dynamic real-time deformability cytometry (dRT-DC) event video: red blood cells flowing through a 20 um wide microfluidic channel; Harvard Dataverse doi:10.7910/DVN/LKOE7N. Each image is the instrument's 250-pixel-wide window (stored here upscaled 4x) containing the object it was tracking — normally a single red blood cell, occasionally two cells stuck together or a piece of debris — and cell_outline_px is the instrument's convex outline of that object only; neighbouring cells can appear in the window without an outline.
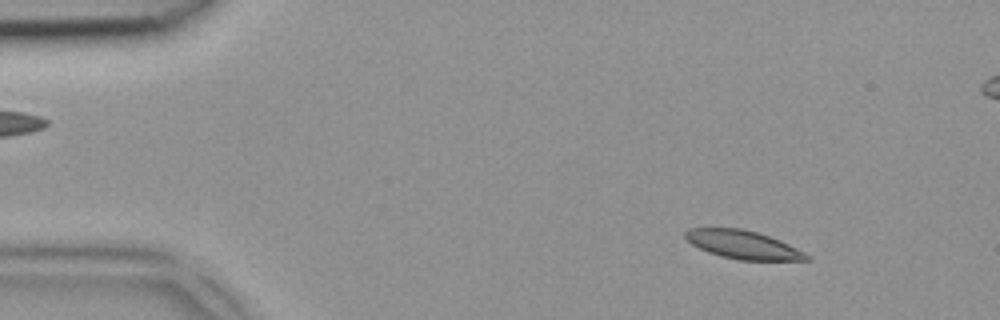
{"species": "common noctule bat (a hibernating species)", "species_latin": "Nyctalus noctula", "temperature_condition": "room temperature", "stored_images_in_passage": 47, "segment_of_instrument_passage": [1, 2], "camera_frame_rate_fps": 3000, "um_per_image_px": 0.085, "animal": {"sex": "female", "body_mass_g": 18.4}, "frame": {"image": 1, "passage_image": 5, "time_ms": 1.333, "image_size_px": [1000, 320], "cell_outline_px": [[812, 260], [740, 260], [720, 256], [708, 252], [692, 244], [684, 236], [684, 232], [688, 228], [740, 228], [756, 232], [780, 240], [812, 256]], "centroid_in_image_um": [63.16, 20.8], "position_along_channel_um": 21.8, "area_um2": 19.94}}
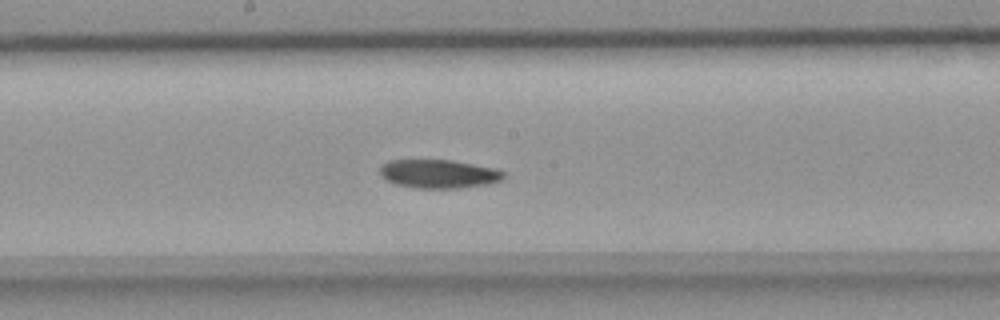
{"frame": {"image": 2, "passage_image": 24, "time_ms": 7.667, "image_size_px": [1000, 320], "cell_outline_px": [[504, 176], [500, 180], [488, 184], [460, 188], [412, 188], [396, 184], [380, 176], [380, 164], [388, 160], [452, 160], [496, 168], [504, 172]], "centroid_in_image_um": [37.26, 14.77], "position_along_channel_um": 210.9, "area_um2": 20.75}}
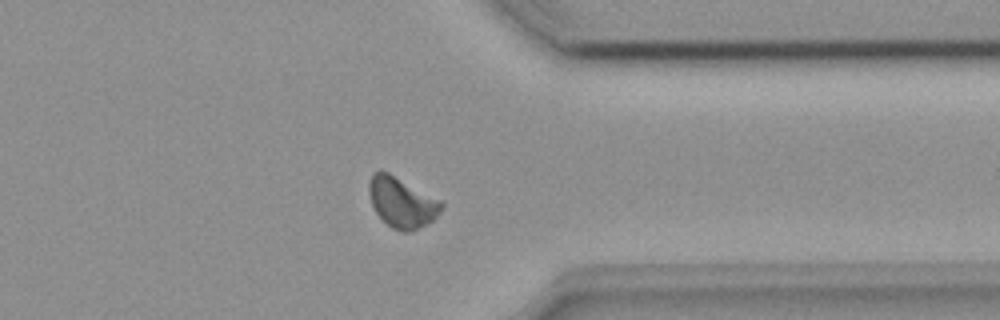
{"frame": {"image": 3, "passage_image": 36, "time_ms": 11.667, "image_size_px": [1000, 320], "cell_outline_px": [[444, 208], [432, 220], [408, 232], [400, 232], [392, 228], [376, 212], [372, 204], [368, 192], [368, 180], [372, 172], [388, 172], [440, 200], [444, 204]], "centroid_in_image_um": [34.13, 17.19], "position_along_channel_um": 377.3, "area_um2": 20.92}}